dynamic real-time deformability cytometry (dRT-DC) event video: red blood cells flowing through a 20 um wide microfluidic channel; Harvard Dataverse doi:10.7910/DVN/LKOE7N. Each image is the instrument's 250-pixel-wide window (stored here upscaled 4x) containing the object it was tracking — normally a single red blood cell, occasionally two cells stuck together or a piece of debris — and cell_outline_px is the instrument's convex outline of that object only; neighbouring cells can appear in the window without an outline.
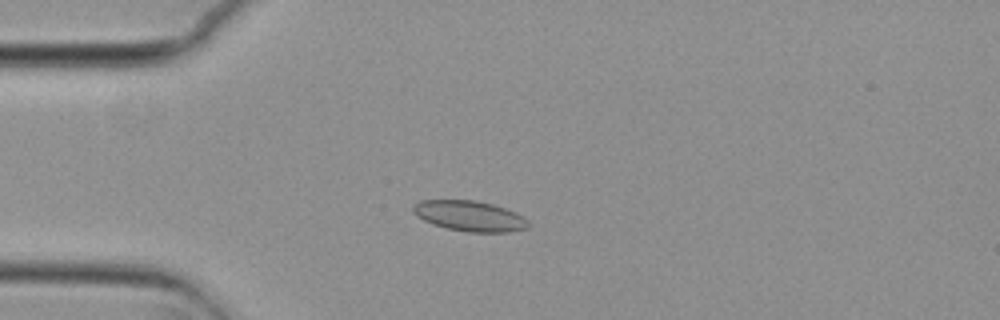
{"species": "common noctule bat (a hibernating species)", "species_latin": "Nyctalus noctula", "temperature_condition": "cold", "stored_images_in_passage": 53, "camera_frame_rate_fps": 3000, "um_per_image_px": 0.085, "animal": {"sex": "female", "body_mass_g": 29.2, "forearm_length_mm": 56.3}, "frame": {"image": 1, "passage_image": 12, "time_ms": 3.667, "image_size_px": [1000, 320], "cell_outline_px": [[532, 224], [528, 228], [508, 232], [468, 232], [448, 228], [432, 224], [416, 216], [412, 212], [412, 204], [420, 200], [476, 200], [492, 204], [516, 212], [524, 216]], "centroid_in_image_um": [39.93, 18.35], "position_along_channel_um": 45.1, "area_um2": 20.69}}
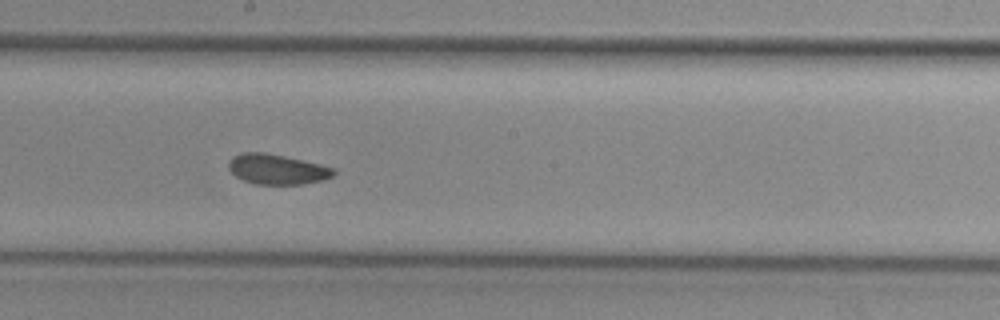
{"frame": {"image": 2, "passage_image": 28, "time_ms": 9.0, "image_size_px": [1000, 320], "cell_outline_px": [[336, 172], [332, 176], [324, 180], [304, 184], [256, 184], [244, 180], [236, 176], [228, 168], [228, 160], [232, 156], [244, 152], [264, 152], [284, 156], [320, 164], [336, 168]], "centroid_in_image_um": [23.55, 14.38], "position_along_channel_um": 224.6, "area_um2": 18.5}}
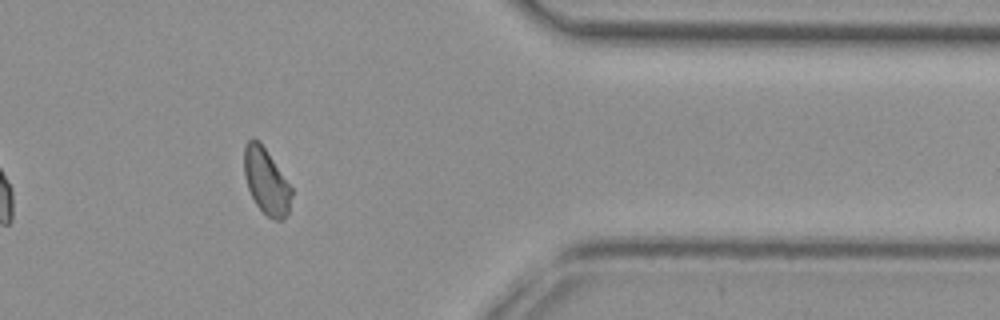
{"frame": {"image": 3, "passage_image": 43, "time_ms": 14.0, "image_size_px": [1000, 320], "cell_outline_px": [[292, 196], [288, 212], [284, 220], [272, 220], [256, 204], [248, 188], [244, 176], [244, 144], [252, 136], [264, 148], [292, 188]], "centroid_in_image_um": [22.62, 15.43], "position_along_channel_um": 388.8, "area_um2": 17.92}, "authors_computed_cell_mechanics": {"area_um2": 18.8428, "velocity_mm_per_s": 3.7083, "shape_relaxation_time_tau1_ms": 7.8269, "shape_relaxation_time_tau2_ms": null, "deformation_change_tau1": 0.0813, "deformation_change_tau2": null}}